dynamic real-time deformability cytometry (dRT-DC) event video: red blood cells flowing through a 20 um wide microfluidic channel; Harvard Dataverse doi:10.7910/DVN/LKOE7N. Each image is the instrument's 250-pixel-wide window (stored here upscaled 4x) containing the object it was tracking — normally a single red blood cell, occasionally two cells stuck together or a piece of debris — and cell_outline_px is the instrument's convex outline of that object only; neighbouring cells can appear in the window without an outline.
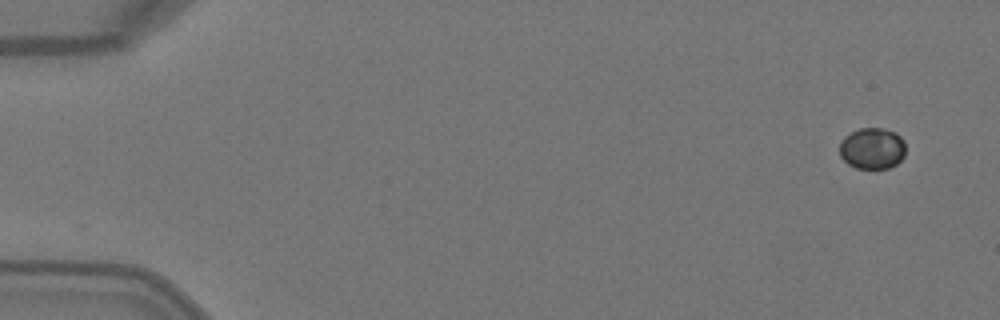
{"species": "Egyptian fruit bat (a non-hibernating species)", "species_latin": "Rousettus aegyptiacus", "temperature_condition": "warm", "stored_images_in_passage": 4, "camera_frame_rate_fps": 3000, "um_per_image_px": 0.085, "animal": {"sex": "female"}, "frame": {"image": 1, "passage_image": 1, "time_ms": 0.0, "image_size_px": [1000, 320], "cell_outline_px": [[904, 156], [896, 164], [888, 168], [856, 168], [848, 164], [840, 156], [840, 140], [844, 136], [860, 128], [884, 128], [896, 132], [904, 140]], "centroid_in_image_um": [74.13, 12.6], "position_along_channel_um": 10.9, "area_um2": 15.95}}
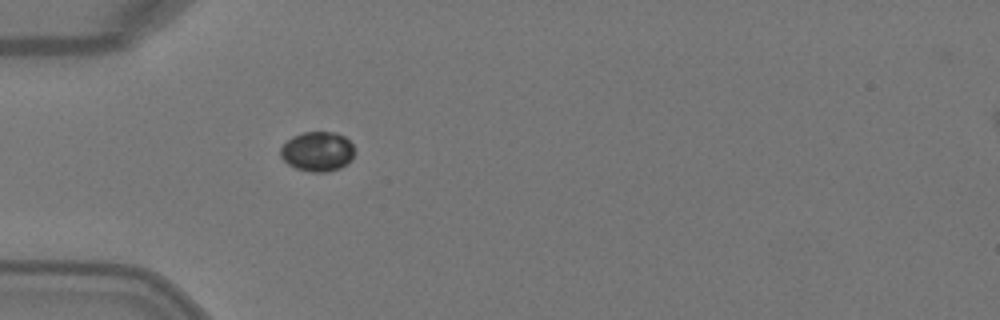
{"frame": {"image": 2, "passage_image": 4, "time_ms": 1.0, "image_size_px": [1000, 320], "cell_outline_px": [[352, 160], [340, 168], [324, 172], [312, 172], [296, 168], [288, 164], [280, 156], [280, 148], [292, 136], [304, 132], [336, 132], [344, 136], [352, 144]], "centroid_in_image_um": [26.97, 12.87], "position_along_channel_um": 58.0, "area_um2": 16.99}}